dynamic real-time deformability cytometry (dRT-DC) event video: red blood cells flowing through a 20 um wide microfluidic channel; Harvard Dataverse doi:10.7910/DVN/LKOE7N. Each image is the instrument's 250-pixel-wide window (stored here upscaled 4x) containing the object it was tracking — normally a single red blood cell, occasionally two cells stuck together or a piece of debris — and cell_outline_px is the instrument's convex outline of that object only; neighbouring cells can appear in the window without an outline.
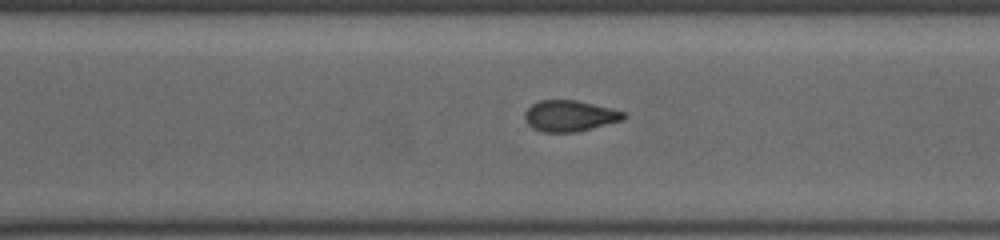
{"species": "common noctule bat (a hibernating species)", "species_latin": "Nyctalus noctula", "temperature_condition": "cold", "stored_images_in_passage": 37, "camera_frame_rate_fps": 3000, "um_per_image_px": 0.085, "animal": {"sex": "female", "body_mass_g": 19.5, "forearm_length_mm": 54.1}, "frame": {"image": 1, "passage_image": 32, "time_ms": 10.333, "image_size_px": [1000, 240], "cell_outline_px": [[628, 116], [624, 120], [576, 132], [544, 132], [532, 128], [528, 124], [524, 116], [524, 112], [532, 104], [540, 100], [576, 100], [612, 108], [624, 112]], "centroid_in_image_um": [48.44, 9.85], "position_along_channel_um": 322.2, "area_um2": 17.98}}